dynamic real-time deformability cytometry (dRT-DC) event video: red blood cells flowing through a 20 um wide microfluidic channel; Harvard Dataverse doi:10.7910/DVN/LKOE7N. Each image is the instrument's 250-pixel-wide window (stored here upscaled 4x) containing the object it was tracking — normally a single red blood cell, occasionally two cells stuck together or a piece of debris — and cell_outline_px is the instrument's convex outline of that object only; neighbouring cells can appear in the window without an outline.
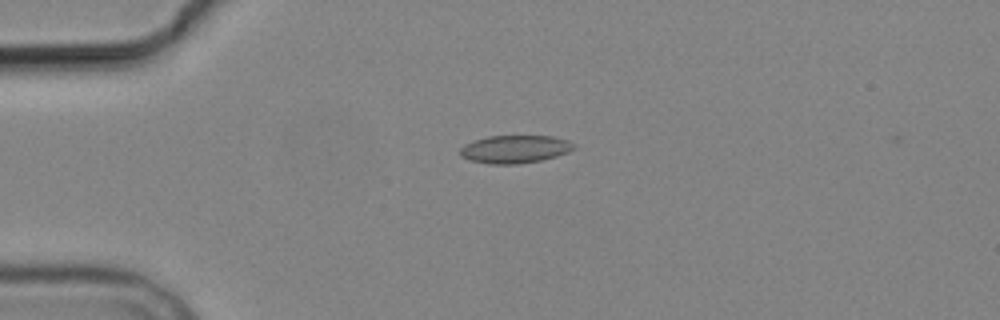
{"species": "common noctule bat (a hibernating species)", "species_latin": "Nyctalus noctula", "temperature_condition": "cold", "stored_images_in_passage": 2, "camera_frame_rate_fps": 3000, "um_per_image_px": 0.085, "animal": {"sex": "male", "body_mass_g": 19.2, "forearm_length_mm": 51.8}, "frame": {"image": 1, "passage_image": 1, "time_ms": 0.0, "image_size_px": [1000, 320], "cell_outline_px": [[576, 148], [568, 152], [556, 156], [540, 160], [520, 164], [488, 164], [472, 160], [460, 156], [460, 148], [464, 144], [488, 136], [552, 136], [568, 140], [576, 144]], "centroid_in_image_um": [43.79, 12.68], "position_along_channel_um": 41.2, "area_um2": 18.5}}